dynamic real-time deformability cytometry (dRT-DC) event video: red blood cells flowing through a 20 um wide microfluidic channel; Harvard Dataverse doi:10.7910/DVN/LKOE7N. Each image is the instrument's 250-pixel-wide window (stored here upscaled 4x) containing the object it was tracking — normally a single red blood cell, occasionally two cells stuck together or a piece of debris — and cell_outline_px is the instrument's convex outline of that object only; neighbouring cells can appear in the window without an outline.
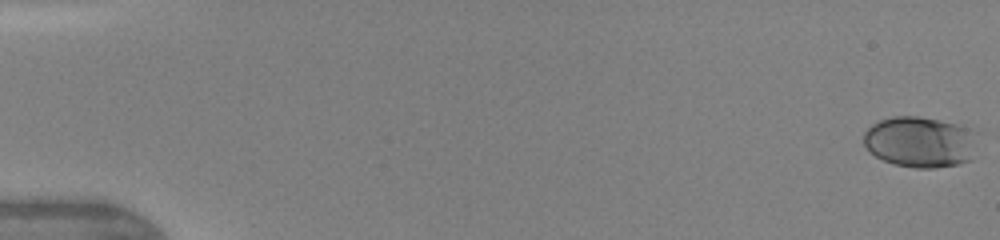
{"species": "human", "species_latin": "Homo sapiens", "temperature_condition": "warm", "stored_images_in_passage": 48, "camera_frame_rate_fps": 3000, "um_per_image_px": 0.085, "donor": {"sex": "female"}, "frame": {"image": 1, "passage_image": 1, "time_ms": 0.0, "image_size_px": [1000, 240], "cell_outline_px": [[976, 132], [972, 160], [956, 164], [936, 168], [916, 168], [896, 164], [884, 160], [868, 152], [864, 144], [864, 132], [872, 124], [880, 120], [892, 116], [920, 116], [940, 120], [972, 128]], "centroid_in_image_um": [78.2, 12.05], "position_along_channel_um": 6.8, "area_um2": 33.93}}
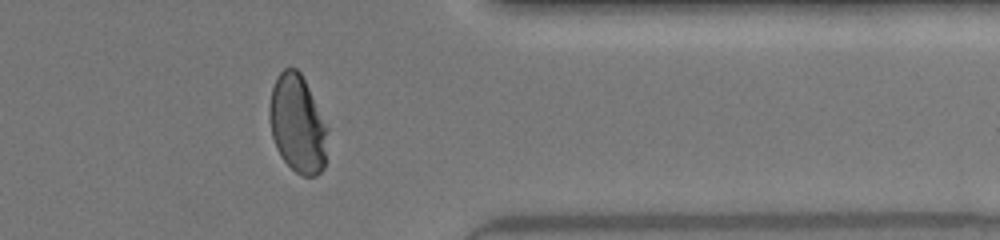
{"frame": {"image": 2, "passage_image": 40, "time_ms": 13.0, "image_size_px": [1000, 240], "cell_outline_px": [[328, 128], [324, 168], [316, 176], [300, 176], [280, 156], [276, 148], [272, 136], [268, 116], [268, 108], [272, 88], [276, 76], [284, 68], [296, 68], [300, 72]], "centroid_in_image_um": [25.27, 10.55], "position_along_channel_um": 386.1, "area_um2": 33.18}}
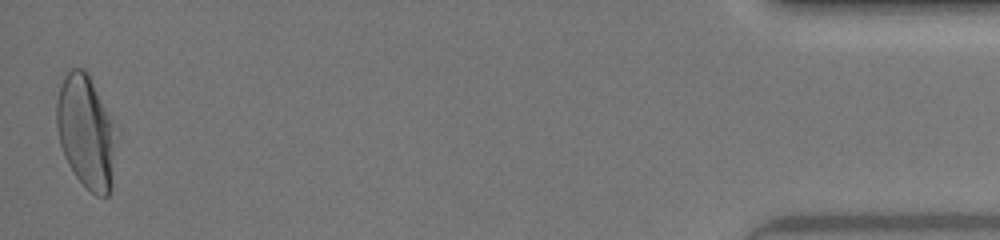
{"frame": {"image": 3, "passage_image": 48, "time_ms": 15.667, "image_size_px": [1000, 240], "cell_outline_px": [[120, 132], [112, 188], [108, 196], [96, 196], [76, 176], [68, 164], [64, 156], [60, 144], [56, 128], [56, 100], [60, 84], [68, 68], [84, 68], [120, 128]], "centroid_in_image_um": [7.39, 11.2], "position_along_channel_um": 427.8, "area_um2": 40.98}, "authors_computed_cell_mechanics": {"area_um2": 34.6511, "velocity_mm_per_s": 4.2825, "shape_relaxation_time_tau1_ms": 3.4739, "shape_relaxation_time_tau2_ms": null, "deformation_change_tau1": 0.1856, "deformation_change_tau2": null}}